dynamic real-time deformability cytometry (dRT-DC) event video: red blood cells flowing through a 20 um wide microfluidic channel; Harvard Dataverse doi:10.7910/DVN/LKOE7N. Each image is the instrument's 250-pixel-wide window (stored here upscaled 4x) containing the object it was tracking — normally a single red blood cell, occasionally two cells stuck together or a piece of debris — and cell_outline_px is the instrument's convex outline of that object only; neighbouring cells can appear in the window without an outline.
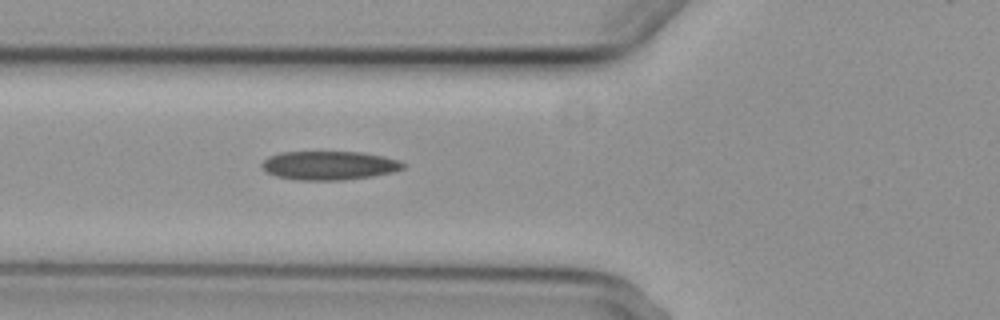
{"species": "common noctule bat (a hibernating species)", "species_latin": "Nyctalus noctula", "temperature_condition": "cold", "stored_images_in_passage": 2, "camera_frame_rate_fps": 3000, "um_per_image_px": 0.085, "animal": {"sex": "female", "body_mass_g": 29.2, "forearm_length_mm": 56.3}, "frame": {"image": 1, "passage_image": 2, "time_ms": 1.0, "image_size_px": [1000, 320], "cell_outline_px": [[404, 168], [392, 172], [372, 176], [344, 180], [296, 180], [276, 176], [264, 172], [260, 164], [268, 156], [280, 152], [364, 152], [384, 156], [396, 160], [404, 164]], "centroid_in_image_um": [27.92, 14.06], "position_along_channel_um": 97.9, "area_um2": 23.81}}